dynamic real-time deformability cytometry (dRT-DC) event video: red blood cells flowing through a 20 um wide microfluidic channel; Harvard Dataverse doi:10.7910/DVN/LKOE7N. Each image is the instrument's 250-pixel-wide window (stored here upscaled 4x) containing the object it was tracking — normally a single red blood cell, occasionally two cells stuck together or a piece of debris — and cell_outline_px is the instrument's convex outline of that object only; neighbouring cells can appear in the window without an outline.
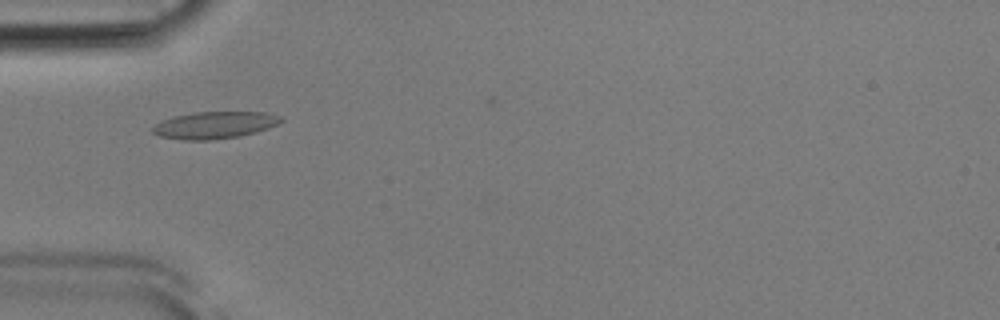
{"species": "Egyptian fruit bat (a non-hibernating species)", "species_latin": "Rousettus aegyptiacus", "temperature_condition": "room temperature", "stored_images_in_passage": 9, "camera_frame_rate_fps": 3000, "um_per_image_px": 0.085, "animal": {"sex": "male"}, "frame": {"image": 1, "passage_image": 4, "time_ms": 1.0, "image_size_px": [1000, 320], "cell_outline_px": [[284, 120], [268, 128], [256, 132], [240, 136], [212, 140], [180, 140], [160, 136], [152, 132], [152, 128], [160, 120], [172, 116], [192, 112], [264, 112], [280, 116]], "centroid_in_image_um": [18.2, 10.63], "position_along_channel_um": 66.8, "area_um2": 20.35}}